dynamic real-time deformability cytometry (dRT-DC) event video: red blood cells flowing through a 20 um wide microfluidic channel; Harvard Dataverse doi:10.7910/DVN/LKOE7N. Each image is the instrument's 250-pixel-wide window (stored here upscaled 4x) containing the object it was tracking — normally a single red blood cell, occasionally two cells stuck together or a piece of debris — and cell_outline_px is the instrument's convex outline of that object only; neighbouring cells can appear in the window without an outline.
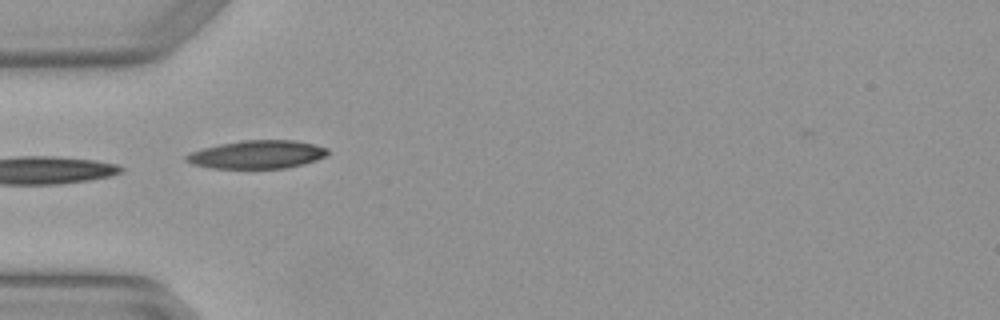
{"species": "Egyptian fruit bat (a non-hibernating species)", "species_latin": "Rousettus aegyptiacus", "temperature_condition": "warm", "stored_images_in_passage": 4, "camera_frame_rate_fps": 3000, "um_per_image_px": 0.085, "animal": {"sex": "female"}, "frame": {"image": 1, "passage_image": 2, "time_ms": 0.333, "image_size_px": [1000, 320], "cell_outline_px": [[328, 152], [324, 156], [316, 160], [304, 164], [284, 168], [212, 168], [192, 164], [184, 160], [184, 156], [188, 152], [220, 144], [244, 140], [296, 140], [328, 148]], "centroid_in_image_um": [21.82, 13.13], "position_along_channel_um": 63.2, "area_um2": 23.18}}
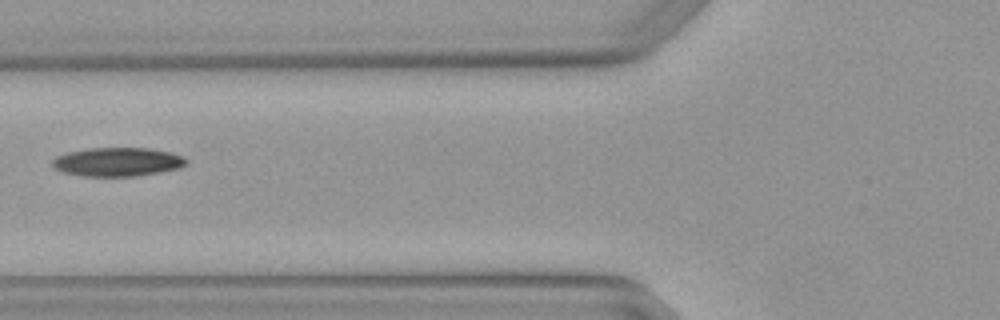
{"frame": {"image": 2, "passage_image": 3, "time_ms": 0.667, "image_size_px": [1000, 320], "cell_outline_px": [[184, 164], [180, 168], [160, 172], [136, 176], [80, 176], [64, 172], [56, 168], [52, 164], [52, 160], [56, 156], [68, 152], [88, 148], [148, 148], [168, 152], [180, 156], [184, 160]], "centroid_in_image_um": [9.93, 13.76], "position_along_channel_um": 115.9, "area_um2": 22.14}}
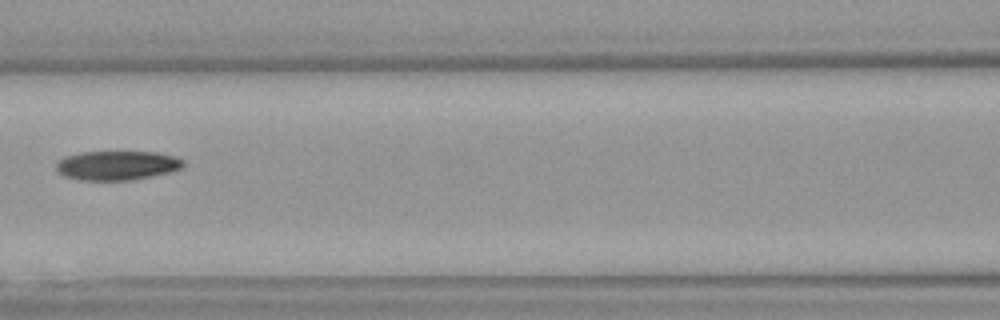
{"frame": {"image": 3, "passage_image": 4, "time_ms": 1.0, "image_size_px": [1000, 320], "cell_outline_px": [[184, 164], [180, 168], [168, 172], [132, 180], [80, 180], [64, 176], [56, 172], [56, 164], [60, 160], [68, 156], [80, 152], [156, 152], [176, 156], [184, 160]], "centroid_in_image_um": [9.94, 14.06], "position_along_channel_um": 156.7, "area_um2": 21.56}}